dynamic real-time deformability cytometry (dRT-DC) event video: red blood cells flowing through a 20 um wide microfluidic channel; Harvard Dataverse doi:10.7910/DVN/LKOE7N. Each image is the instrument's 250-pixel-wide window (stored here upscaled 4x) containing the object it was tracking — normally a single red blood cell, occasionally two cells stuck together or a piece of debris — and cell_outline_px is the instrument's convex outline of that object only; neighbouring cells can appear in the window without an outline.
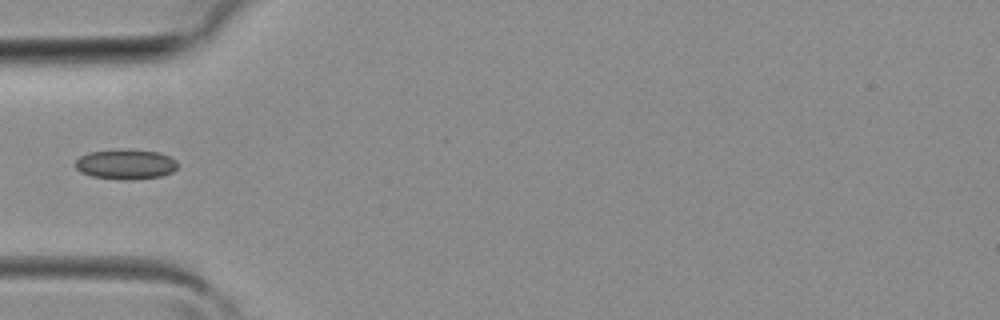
{"species": "common noctule bat (a hibernating species)", "species_latin": "Nyctalus noctula", "temperature_condition": "room temperature", "stored_images_in_passage": 27, "camera_frame_rate_fps": 3000, "um_per_image_px": 0.085, "animal": {"sex": "female", "body_mass_g": 19.3, "forearm_length_mm": 54.1}, "frame": {"image": 1, "passage_image": 1, "time_ms": 0.0, "image_size_px": [1000, 320], "cell_outline_px": [[180, 164], [172, 172], [160, 176], [128, 180], [124, 180], [92, 176], [80, 172], [76, 168], [76, 160], [80, 156], [88, 152], [124, 148], [128, 148], [160, 152], [176, 160]], "centroid_in_image_um": [10.7, 13.94], "position_along_channel_um": 74.3, "area_um2": 18.15}}